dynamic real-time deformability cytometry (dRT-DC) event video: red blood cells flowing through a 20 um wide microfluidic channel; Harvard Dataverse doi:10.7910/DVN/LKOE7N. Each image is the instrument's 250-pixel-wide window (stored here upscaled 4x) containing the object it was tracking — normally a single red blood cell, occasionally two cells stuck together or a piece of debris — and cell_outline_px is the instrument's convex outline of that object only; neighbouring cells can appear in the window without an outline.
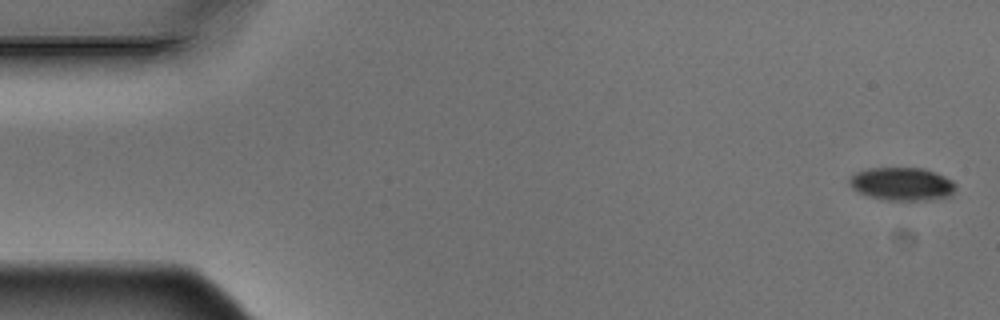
{"species": "Egyptian fruit bat (a non-hibernating species)", "species_latin": "Rousettus aegyptiacus", "temperature_condition": "warm", "stored_images_in_passage": 6, "camera_frame_rate_fps": 3000, "um_per_image_px": 0.085, "animal": {"sex": "male"}, "frame": {"image": 1, "passage_image": 1, "time_ms": 0.0, "image_size_px": [1000, 320], "cell_outline_px": [[956, 188], [952, 196], [944, 200], [888, 200], [868, 196], [852, 188], [848, 184], [848, 180], [856, 172], [868, 168], [924, 168], [936, 172], [952, 180], [956, 184]], "centroid_in_image_um": [76.73, 15.65], "position_along_channel_um": 8.3, "area_um2": 20.87}}
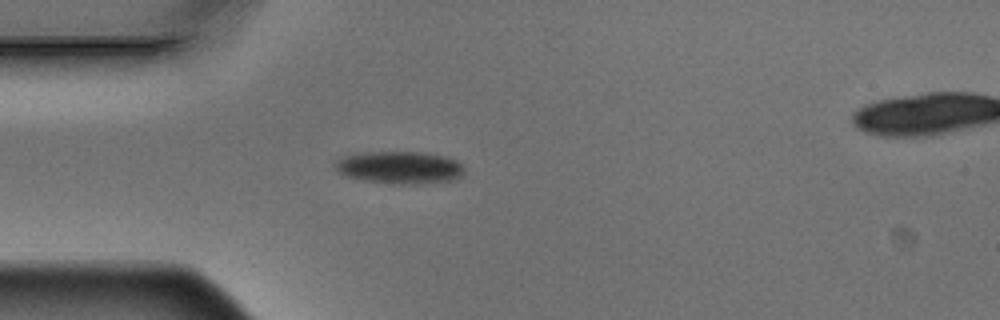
{"frame": {"image": 2, "passage_image": 5, "time_ms": 1.333, "image_size_px": [1000, 320], "cell_outline_px": [[464, 176], [456, 180], [416, 184], [392, 184], [368, 180], [348, 176], [340, 172], [336, 168], [336, 160], [344, 156], [360, 152], [424, 152], [448, 156], [456, 160], [464, 168]], "centroid_in_image_um": [34.06, 14.23], "position_along_channel_um": 50.9, "area_um2": 24.51}}